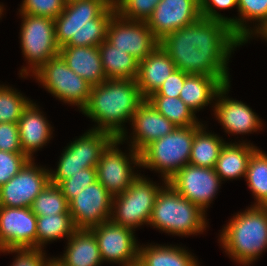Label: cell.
I'll use <instances>...</instances> for the list:
<instances>
[{"label": "cell", "instance_id": "cell-1", "mask_svg": "<svg viewBox=\"0 0 267 266\" xmlns=\"http://www.w3.org/2000/svg\"><path fill=\"white\" fill-rule=\"evenodd\" d=\"M239 45L243 42L228 24L203 17L160 40L176 69L214 78H229L227 61Z\"/></svg>", "mask_w": 267, "mask_h": 266}, {"label": "cell", "instance_id": "cell-2", "mask_svg": "<svg viewBox=\"0 0 267 266\" xmlns=\"http://www.w3.org/2000/svg\"><path fill=\"white\" fill-rule=\"evenodd\" d=\"M145 101L136 80L107 79L91 88L89 103L81 111L98 124L93 130L111 133L125 142L123 123L130 121Z\"/></svg>", "mask_w": 267, "mask_h": 266}, {"label": "cell", "instance_id": "cell-3", "mask_svg": "<svg viewBox=\"0 0 267 266\" xmlns=\"http://www.w3.org/2000/svg\"><path fill=\"white\" fill-rule=\"evenodd\" d=\"M116 13L113 0L66 2L54 20L58 46H95L106 40L110 20Z\"/></svg>", "mask_w": 267, "mask_h": 266}, {"label": "cell", "instance_id": "cell-4", "mask_svg": "<svg viewBox=\"0 0 267 266\" xmlns=\"http://www.w3.org/2000/svg\"><path fill=\"white\" fill-rule=\"evenodd\" d=\"M227 254L242 265H249L267 249V206H252L234 215L220 235Z\"/></svg>", "mask_w": 267, "mask_h": 266}, {"label": "cell", "instance_id": "cell-5", "mask_svg": "<svg viewBox=\"0 0 267 266\" xmlns=\"http://www.w3.org/2000/svg\"><path fill=\"white\" fill-rule=\"evenodd\" d=\"M205 212L181 196L169 183L158 193L149 225L166 233L194 235L207 227Z\"/></svg>", "mask_w": 267, "mask_h": 266}, {"label": "cell", "instance_id": "cell-6", "mask_svg": "<svg viewBox=\"0 0 267 266\" xmlns=\"http://www.w3.org/2000/svg\"><path fill=\"white\" fill-rule=\"evenodd\" d=\"M204 125L176 127L170 134L156 139L140 153V166L161 173L164 185L181 168L189 164L195 133Z\"/></svg>", "mask_w": 267, "mask_h": 266}, {"label": "cell", "instance_id": "cell-7", "mask_svg": "<svg viewBox=\"0 0 267 266\" xmlns=\"http://www.w3.org/2000/svg\"><path fill=\"white\" fill-rule=\"evenodd\" d=\"M162 188L163 186H157L138 175L124 192L113 196L110 220L132 230L149 224L156 198Z\"/></svg>", "mask_w": 267, "mask_h": 266}, {"label": "cell", "instance_id": "cell-8", "mask_svg": "<svg viewBox=\"0 0 267 266\" xmlns=\"http://www.w3.org/2000/svg\"><path fill=\"white\" fill-rule=\"evenodd\" d=\"M114 139L111 133L89 129L64 149L56 171H50V183L58 185L80 170L96 167L103 151Z\"/></svg>", "mask_w": 267, "mask_h": 266}, {"label": "cell", "instance_id": "cell-9", "mask_svg": "<svg viewBox=\"0 0 267 266\" xmlns=\"http://www.w3.org/2000/svg\"><path fill=\"white\" fill-rule=\"evenodd\" d=\"M20 15L23 18L20 29L21 48L29 64V70L27 67L21 69L20 75L23 78V75L28 76L31 71L32 74L35 73L50 58L58 55L60 47L56 42L54 19L25 13Z\"/></svg>", "mask_w": 267, "mask_h": 266}, {"label": "cell", "instance_id": "cell-10", "mask_svg": "<svg viewBox=\"0 0 267 266\" xmlns=\"http://www.w3.org/2000/svg\"><path fill=\"white\" fill-rule=\"evenodd\" d=\"M47 91L82 111L89 103L92 85L70 69L60 54L50 58L35 73Z\"/></svg>", "mask_w": 267, "mask_h": 266}, {"label": "cell", "instance_id": "cell-11", "mask_svg": "<svg viewBox=\"0 0 267 266\" xmlns=\"http://www.w3.org/2000/svg\"><path fill=\"white\" fill-rule=\"evenodd\" d=\"M122 142L121 138H115L103 151L96 166L97 181L112 196L124 192L138 176V174L132 172L131 165L140 167V153L132 148L129 150V156L126 155L117 146Z\"/></svg>", "mask_w": 267, "mask_h": 266}, {"label": "cell", "instance_id": "cell-12", "mask_svg": "<svg viewBox=\"0 0 267 266\" xmlns=\"http://www.w3.org/2000/svg\"><path fill=\"white\" fill-rule=\"evenodd\" d=\"M106 41L138 61L145 59L159 45L145 21L128 20L115 13L109 22Z\"/></svg>", "mask_w": 267, "mask_h": 266}, {"label": "cell", "instance_id": "cell-13", "mask_svg": "<svg viewBox=\"0 0 267 266\" xmlns=\"http://www.w3.org/2000/svg\"><path fill=\"white\" fill-rule=\"evenodd\" d=\"M91 230L98 243L103 261L132 266L139 259V244L134 230L114 224L111 220L103 222Z\"/></svg>", "mask_w": 267, "mask_h": 266}, {"label": "cell", "instance_id": "cell-14", "mask_svg": "<svg viewBox=\"0 0 267 266\" xmlns=\"http://www.w3.org/2000/svg\"><path fill=\"white\" fill-rule=\"evenodd\" d=\"M168 183L181 196L206 212L220 188L221 179L214 168L186 164L168 180Z\"/></svg>", "mask_w": 267, "mask_h": 266}, {"label": "cell", "instance_id": "cell-15", "mask_svg": "<svg viewBox=\"0 0 267 266\" xmlns=\"http://www.w3.org/2000/svg\"><path fill=\"white\" fill-rule=\"evenodd\" d=\"M113 196L99 182L83 189L69 202V212L76 229H91L109 221Z\"/></svg>", "mask_w": 267, "mask_h": 266}, {"label": "cell", "instance_id": "cell-16", "mask_svg": "<svg viewBox=\"0 0 267 266\" xmlns=\"http://www.w3.org/2000/svg\"><path fill=\"white\" fill-rule=\"evenodd\" d=\"M50 183V170L34 165L30 159L7 183L0 187V206L31 207L37 195Z\"/></svg>", "mask_w": 267, "mask_h": 266}, {"label": "cell", "instance_id": "cell-17", "mask_svg": "<svg viewBox=\"0 0 267 266\" xmlns=\"http://www.w3.org/2000/svg\"><path fill=\"white\" fill-rule=\"evenodd\" d=\"M37 248V216L29 207L0 206V251Z\"/></svg>", "mask_w": 267, "mask_h": 266}, {"label": "cell", "instance_id": "cell-18", "mask_svg": "<svg viewBox=\"0 0 267 266\" xmlns=\"http://www.w3.org/2000/svg\"><path fill=\"white\" fill-rule=\"evenodd\" d=\"M201 17L199 0H161L146 23L161 40L167 34L189 26Z\"/></svg>", "mask_w": 267, "mask_h": 266}, {"label": "cell", "instance_id": "cell-19", "mask_svg": "<svg viewBox=\"0 0 267 266\" xmlns=\"http://www.w3.org/2000/svg\"><path fill=\"white\" fill-rule=\"evenodd\" d=\"M230 83L225 84L216 95L215 117L223 125L226 133L247 134L261 129L262 121L245 103L229 99L227 96ZM227 97V98H226Z\"/></svg>", "mask_w": 267, "mask_h": 266}, {"label": "cell", "instance_id": "cell-20", "mask_svg": "<svg viewBox=\"0 0 267 266\" xmlns=\"http://www.w3.org/2000/svg\"><path fill=\"white\" fill-rule=\"evenodd\" d=\"M133 141L131 147L140 152L152 141L170 134L176 126L159 113L146 99L132 118Z\"/></svg>", "mask_w": 267, "mask_h": 266}, {"label": "cell", "instance_id": "cell-21", "mask_svg": "<svg viewBox=\"0 0 267 266\" xmlns=\"http://www.w3.org/2000/svg\"><path fill=\"white\" fill-rule=\"evenodd\" d=\"M17 124L22 151L34 160L33 153L50 141L52 127L32 101L24 108Z\"/></svg>", "mask_w": 267, "mask_h": 266}, {"label": "cell", "instance_id": "cell-22", "mask_svg": "<svg viewBox=\"0 0 267 266\" xmlns=\"http://www.w3.org/2000/svg\"><path fill=\"white\" fill-rule=\"evenodd\" d=\"M59 54L70 69L92 86L107 80L98 47L63 46Z\"/></svg>", "mask_w": 267, "mask_h": 266}, {"label": "cell", "instance_id": "cell-23", "mask_svg": "<svg viewBox=\"0 0 267 266\" xmlns=\"http://www.w3.org/2000/svg\"><path fill=\"white\" fill-rule=\"evenodd\" d=\"M174 70L175 63L159 45L145 59L139 61L136 82L142 96L146 99L156 92Z\"/></svg>", "mask_w": 267, "mask_h": 266}, {"label": "cell", "instance_id": "cell-24", "mask_svg": "<svg viewBox=\"0 0 267 266\" xmlns=\"http://www.w3.org/2000/svg\"><path fill=\"white\" fill-rule=\"evenodd\" d=\"M56 258L64 266H99L104 263L91 229H76L68 238L66 251Z\"/></svg>", "mask_w": 267, "mask_h": 266}, {"label": "cell", "instance_id": "cell-25", "mask_svg": "<svg viewBox=\"0 0 267 266\" xmlns=\"http://www.w3.org/2000/svg\"><path fill=\"white\" fill-rule=\"evenodd\" d=\"M230 78H214L208 75L188 74L180 91V99L190 107L194 113L208 106L215 99L219 90Z\"/></svg>", "mask_w": 267, "mask_h": 266}, {"label": "cell", "instance_id": "cell-26", "mask_svg": "<svg viewBox=\"0 0 267 266\" xmlns=\"http://www.w3.org/2000/svg\"><path fill=\"white\" fill-rule=\"evenodd\" d=\"M257 149L254 145L245 142L225 143L214 168L221 181L241 176L245 178L250 157Z\"/></svg>", "mask_w": 267, "mask_h": 266}, {"label": "cell", "instance_id": "cell-27", "mask_svg": "<svg viewBox=\"0 0 267 266\" xmlns=\"http://www.w3.org/2000/svg\"><path fill=\"white\" fill-rule=\"evenodd\" d=\"M106 79H134L139 61L127 52L111 46L106 40L98 46Z\"/></svg>", "mask_w": 267, "mask_h": 266}, {"label": "cell", "instance_id": "cell-28", "mask_svg": "<svg viewBox=\"0 0 267 266\" xmlns=\"http://www.w3.org/2000/svg\"><path fill=\"white\" fill-rule=\"evenodd\" d=\"M157 245L139 248L138 262L142 266H199L195 257L185 248Z\"/></svg>", "mask_w": 267, "mask_h": 266}, {"label": "cell", "instance_id": "cell-29", "mask_svg": "<svg viewBox=\"0 0 267 266\" xmlns=\"http://www.w3.org/2000/svg\"><path fill=\"white\" fill-rule=\"evenodd\" d=\"M205 127H201L194 135L189 164L215 168L217 159L223 145L226 143L216 134L206 132Z\"/></svg>", "mask_w": 267, "mask_h": 266}, {"label": "cell", "instance_id": "cell-30", "mask_svg": "<svg viewBox=\"0 0 267 266\" xmlns=\"http://www.w3.org/2000/svg\"><path fill=\"white\" fill-rule=\"evenodd\" d=\"M146 100L176 127L203 125L196 119L194 111L180 98L150 95Z\"/></svg>", "mask_w": 267, "mask_h": 266}, {"label": "cell", "instance_id": "cell-31", "mask_svg": "<svg viewBox=\"0 0 267 266\" xmlns=\"http://www.w3.org/2000/svg\"><path fill=\"white\" fill-rule=\"evenodd\" d=\"M237 4L240 18L234 19V34L245 44L267 22V0H237ZM249 20L259 23L254 31L245 25Z\"/></svg>", "mask_w": 267, "mask_h": 266}, {"label": "cell", "instance_id": "cell-32", "mask_svg": "<svg viewBox=\"0 0 267 266\" xmlns=\"http://www.w3.org/2000/svg\"><path fill=\"white\" fill-rule=\"evenodd\" d=\"M75 230L71 214L37 216V248L42 249L49 241L68 239Z\"/></svg>", "mask_w": 267, "mask_h": 266}, {"label": "cell", "instance_id": "cell-33", "mask_svg": "<svg viewBox=\"0 0 267 266\" xmlns=\"http://www.w3.org/2000/svg\"><path fill=\"white\" fill-rule=\"evenodd\" d=\"M245 178L256 199L254 206H267V154L262 150L251 155Z\"/></svg>", "mask_w": 267, "mask_h": 266}, {"label": "cell", "instance_id": "cell-34", "mask_svg": "<svg viewBox=\"0 0 267 266\" xmlns=\"http://www.w3.org/2000/svg\"><path fill=\"white\" fill-rule=\"evenodd\" d=\"M30 209L36 216L70 214L66 197L57 185L51 183L37 195Z\"/></svg>", "mask_w": 267, "mask_h": 266}, {"label": "cell", "instance_id": "cell-35", "mask_svg": "<svg viewBox=\"0 0 267 266\" xmlns=\"http://www.w3.org/2000/svg\"><path fill=\"white\" fill-rule=\"evenodd\" d=\"M30 101L16 89L0 85V122L18 123Z\"/></svg>", "mask_w": 267, "mask_h": 266}, {"label": "cell", "instance_id": "cell-36", "mask_svg": "<svg viewBox=\"0 0 267 266\" xmlns=\"http://www.w3.org/2000/svg\"><path fill=\"white\" fill-rule=\"evenodd\" d=\"M161 0H113L116 13L128 20L147 21Z\"/></svg>", "mask_w": 267, "mask_h": 266}, {"label": "cell", "instance_id": "cell-37", "mask_svg": "<svg viewBox=\"0 0 267 266\" xmlns=\"http://www.w3.org/2000/svg\"><path fill=\"white\" fill-rule=\"evenodd\" d=\"M97 181L96 167L80 170V173L61 181L57 186L61 189L62 194L70 202L87 186Z\"/></svg>", "mask_w": 267, "mask_h": 266}, {"label": "cell", "instance_id": "cell-38", "mask_svg": "<svg viewBox=\"0 0 267 266\" xmlns=\"http://www.w3.org/2000/svg\"><path fill=\"white\" fill-rule=\"evenodd\" d=\"M65 0H23L20 13L56 19L64 10Z\"/></svg>", "mask_w": 267, "mask_h": 266}, {"label": "cell", "instance_id": "cell-39", "mask_svg": "<svg viewBox=\"0 0 267 266\" xmlns=\"http://www.w3.org/2000/svg\"><path fill=\"white\" fill-rule=\"evenodd\" d=\"M29 160L23 152L0 150V187L13 178Z\"/></svg>", "mask_w": 267, "mask_h": 266}, {"label": "cell", "instance_id": "cell-40", "mask_svg": "<svg viewBox=\"0 0 267 266\" xmlns=\"http://www.w3.org/2000/svg\"><path fill=\"white\" fill-rule=\"evenodd\" d=\"M214 6L222 10L237 7V0H199L200 12L203 18L222 21L228 24L234 33V18L222 16L214 9Z\"/></svg>", "mask_w": 267, "mask_h": 266}, {"label": "cell", "instance_id": "cell-41", "mask_svg": "<svg viewBox=\"0 0 267 266\" xmlns=\"http://www.w3.org/2000/svg\"><path fill=\"white\" fill-rule=\"evenodd\" d=\"M0 252L18 253L11 266H46L49 260L44 257L43 249L38 248L5 249Z\"/></svg>", "mask_w": 267, "mask_h": 266}, {"label": "cell", "instance_id": "cell-42", "mask_svg": "<svg viewBox=\"0 0 267 266\" xmlns=\"http://www.w3.org/2000/svg\"><path fill=\"white\" fill-rule=\"evenodd\" d=\"M0 150L5 152H23L17 123L0 122Z\"/></svg>", "mask_w": 267, "mask_h": 266}, {"label": "cell", "instance_id": "cell-43", "mask_svg": "<svg viewBox=\"0 0 267 266\" xmlns=\"http://www.w3.org/2000/svg\"><path fill=\"white\" fill-rule=\"evenodd\" d=\"M188 74L180 69L174 70L170 76H168L164 83L158 88V90L151 95H160L167 97H180V91L184 85L185 78Z\"/></svg>", "mask_w": 267, "mask_h": 266}, {"label": "cell", "instance_id": "cell-44", "mask_svg": "<svg viewBox=\"0 0 267 266\" xmlns=\"http://www.w3.org/2000/svg\"><path fill=\"white\" fill-rule=\"evenodd\" d=\"M256 34L261 35V37H263V39L267 40V22L262 26V28L260 30H258Z\"/></svg>", "mask_w": 267, "mask_h": 266}, {"label": "cell", "instance_id": "cell-45", "mask_svg": "<svg viewBox=\"0 0 267 266\" xmlns=\"http://www.w3.org/2000/svg\"><path fill=\"white\" fill-rule=\"evenodd\" d=\"M46 266H64L61 262H59L56 258L48 260Z\"/></svg>", "mask_w": 267, "mask_h": 266}, {"label": "cell", "instance_id": "cell-46", "mask_svg": "<svg viewBox=\"0 0 267 266\" xmlns=\"http://www.w3.org/2000/svg\"><path fill=\"white\" fill-rule=\"evenodd\" d=\"M132 266H142V265L139 262H136Z\"/></svg>", "mask_w": 267, "mask_h": 266}, {"label": "cell", "instance_id": "cell-47", "mask_svg": "<svg viewBox=\"0 0 267 266\" xmlns=\"http://www.w3.org/2000/svg\"><path fill=\"white\" fill-rule=\"evenodd\" d=\"M2 12H3V7L0 5V17L2 15Z\"/></svg>", "mask_w": 267, "mask_h": 266}, {"label": "cell", "instance_id": "cell-48", "mask_svg": "<svg viewBox=\"0 0 267 266\" xmlns=\"http://www.w3.org/2000/svg\"><path fill=\"white\" fill-rule=\"evenodd\" d=\"M71 1H75V0H65V2H71Z\"/></svg>", "mask_w": 267, "mask_h": 266}]
</instances>
